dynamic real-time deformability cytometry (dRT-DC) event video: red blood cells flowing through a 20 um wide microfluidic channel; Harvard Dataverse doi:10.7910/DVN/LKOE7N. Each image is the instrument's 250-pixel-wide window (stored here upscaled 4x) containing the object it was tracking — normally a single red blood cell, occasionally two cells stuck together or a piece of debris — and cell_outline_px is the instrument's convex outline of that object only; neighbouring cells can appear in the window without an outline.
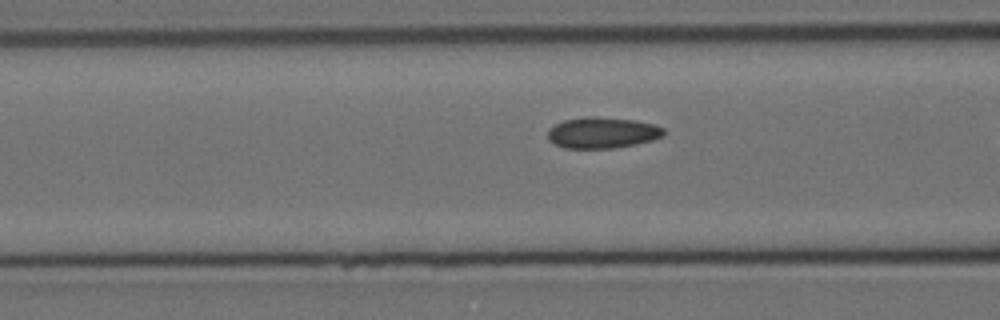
{"species": "Egyptian fruit bat (a non-hibernating species)", "species_latin": "Rousettus aegyptiacus", "temperature_condition": "cold", "stored_images_in_passage": 18, "camera_frame_rate_fps": 3000, "um_per_image_px": 0.085, "animal": {"sex": "female"}, "frame": {"image": 1, "passage_image": 13, "time_ms": 4.0, "image_size_px": [1000, 320], "cell_outline_px": [[664, 136], [652, 140], [636, 144], [612, 148], [564, 148], [548, 140], [548, 128], [564, 120], [584, 116], [596, 116], [636, 120], [656, 124], [664, 128]], "centroid_in_image_um": [51.21, 11.27], "position_along_channel_um": 115.4, "area_um2": 21.21}}